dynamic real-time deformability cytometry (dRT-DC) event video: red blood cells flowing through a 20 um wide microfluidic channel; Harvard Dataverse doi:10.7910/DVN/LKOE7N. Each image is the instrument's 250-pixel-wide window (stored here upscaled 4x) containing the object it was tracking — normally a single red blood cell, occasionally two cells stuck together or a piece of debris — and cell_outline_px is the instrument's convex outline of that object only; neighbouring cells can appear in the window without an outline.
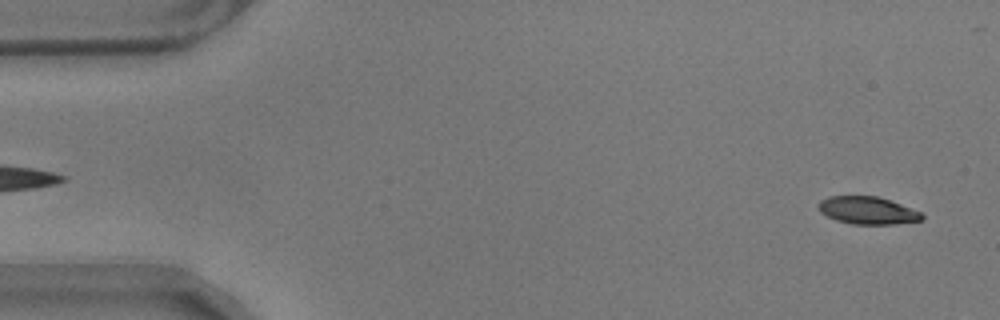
{"species": "common noctule bat (a hibernating species)", "species_latin": "Nyctalus noctula", "temperature_condition": "warm", "stored_images_in_passage": 58, "camera_frame_rate_fps": 3000, "um_per_image_px": 0.085, "animal": {"sex": "male", "body_mass_g": 17.9}, "frame": {"image": 1, "passage_image": 3, "time_ms": 0.667, "image_size_px": [1000, 320], "cell_outline_px": [[924, 220], [896, 224], [852, 224], [836, 220], [820, 212], [816, 208], [816, 204], [820, 200], [828, 196], [876, 196], [900, 204], [920, 212], [924, 216]], "centroid_in_image_um": [73.7, 17.89], "position_along_channel_um": 11.3, "area_um2": 16.65}}
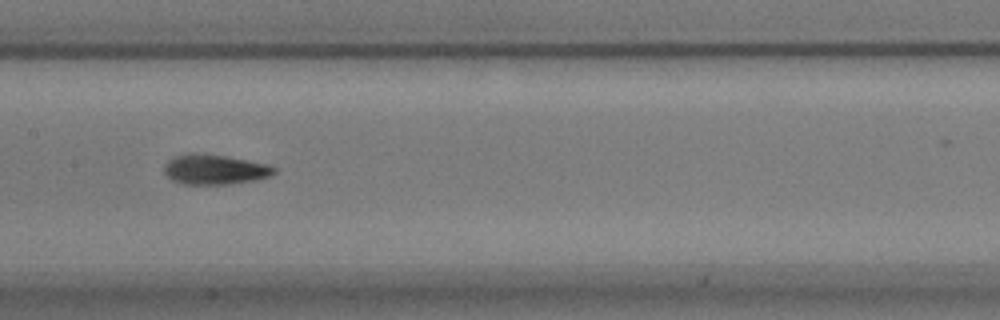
{"frame": {"image": 2, "passage_image": 28, "time_ms": 9.0, "image_size_px": [1000, 320], "cell_outline_px": [[276, 172], [272, 176], [256, 180], [228, 184], [184, 184], [172, 180], [164, 172], [164, 164], [168, 160], [176, 156], [192, 152], [224, 156], [268, 164], [276, 168]], "centroid_in_image_um": [18.26, 14.41], "position_along_channel_um": 189.1, "area_um2": 19.19}}
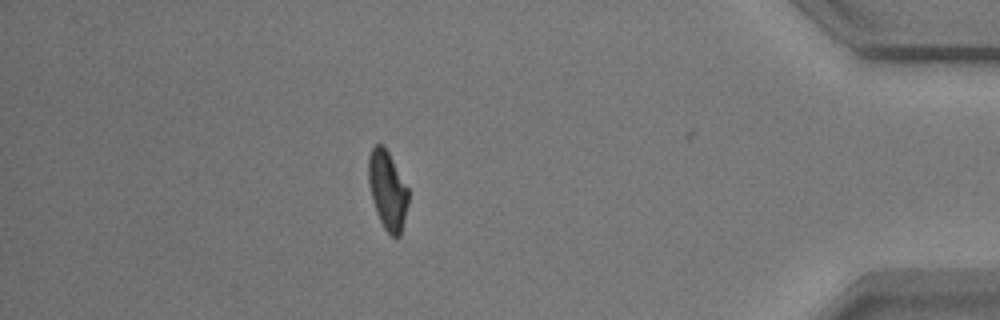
{"frame": {"image": 3, "passage_image": 50, "time_ms": 16.333, "image_size_px": [1000, 320], "cell_outline_px": [[408, 204], [400, 236], [396, 240], [384, 228], [376, 212], [368, 184], [368, 156], [372, 148], [376, 144], [384, 144], [408, 188]], "centroid_in_image_um": [32.93, 16.16], "position_along_channel_um": 402.3, "area_um2": 18.32}, "authors_computed_cell_mechanics": {"area_um2": 18.3515, "velocity_mm_per_s": 3.524, "shape_relaxation_time_tau1_ms": 3.4427, "shape_relaxation_time_tau2_ms": 2.5758, "deformation_change_tau1": 0.1496, "deformation_change_tau2": 0.0879}}